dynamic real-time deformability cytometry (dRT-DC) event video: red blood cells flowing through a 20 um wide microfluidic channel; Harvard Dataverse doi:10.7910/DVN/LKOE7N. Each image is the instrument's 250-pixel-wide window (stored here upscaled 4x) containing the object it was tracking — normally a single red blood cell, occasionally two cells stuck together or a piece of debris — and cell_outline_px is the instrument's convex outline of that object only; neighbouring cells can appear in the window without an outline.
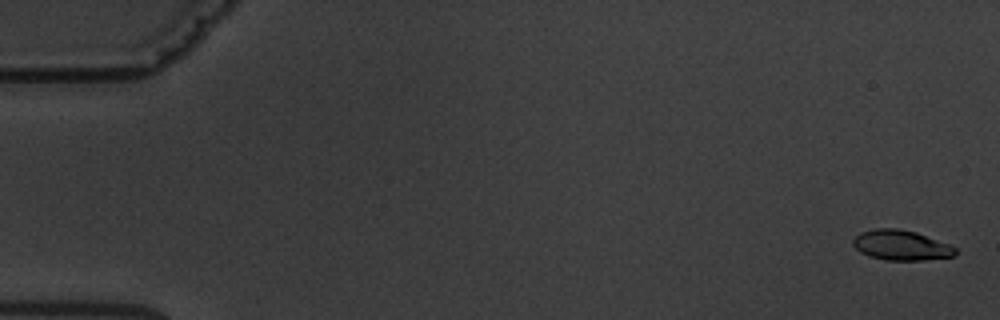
{"species": "common noctule bat (a hibernating species)", "species_latin": "Nyctalus noctula", "temperature_condition": "warm", "stored_images_in_passage": 8, "camera_frame_rate_fps": 3000, "um_per_image_px": 0.085, "animal": {"sex": "male", "body_mass_g": 19.5, "forearm_length_mm": 54.6}, "frame": {"image": 1, "passage_image": 1, "time_ms": 0.0, "image_size_px": [1000, 320], "cell_outline_px": [[956, 252], [952, 256], [924, 260], [884, 260], [868, 256], [860, 252], [852, 244], [852, 240], [860, 232], [876, 228], [900, 228], [916, 232], [948, 244], [956, 248]], "centroid_in_image_um": [76.55, 20.84], "position_along_channel_um": 8.5, "area_um2": 17.92}}
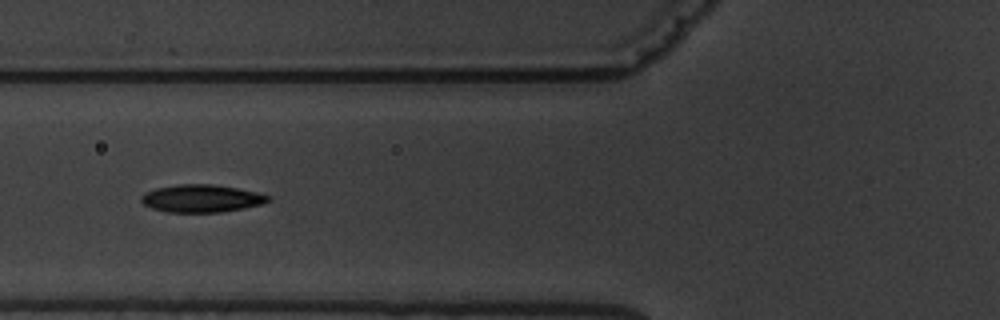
{"frame": {"image": 2, "passage_image": 6, "time_ms": 7.0, "image_size_px": [1000, 320], "cell_outline_px": [[272, 200], [264, 204], [244, 208], [220, 212], [164, 212], [152, 208], [144, 204], [140, 200], [140, 196], [144, 192], [156, 188], [180, 184], [212, 184], [236, 188], [256, 192], [272, 196]], "centroid_in_image_um": [17.14, 16.87], "position_along_channel_um": 108.7, "area_um2": 20.58}}
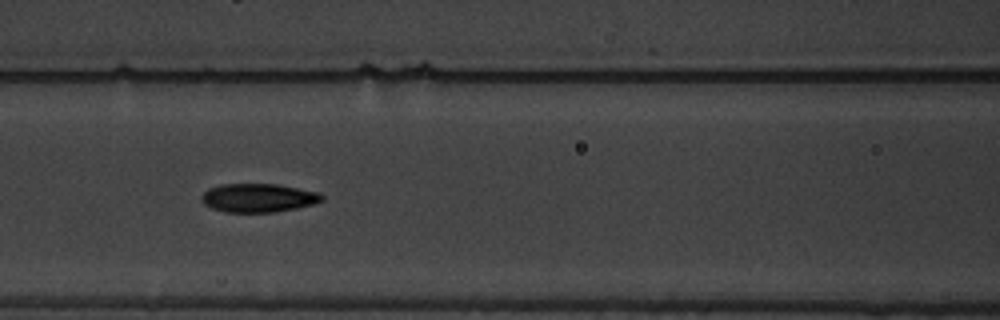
{"frame": {"image": 3, "passage_image": 7, "time_ms": 8.0, "image_size_px": [1000, 320], "cell_outline_px": [[324, 200], [312, 204], [296, 208], [272, 212], [224, 212], [212, 208], [204, 204], [200, 200], [200, 196], [208, 188], [220, 184], [276, 184], [320, 192], [324, 196]], "centroid_in_image_um": [21.93, 16.81], "position_along_channel_um": 144.7, "area_um2": 20.17}}